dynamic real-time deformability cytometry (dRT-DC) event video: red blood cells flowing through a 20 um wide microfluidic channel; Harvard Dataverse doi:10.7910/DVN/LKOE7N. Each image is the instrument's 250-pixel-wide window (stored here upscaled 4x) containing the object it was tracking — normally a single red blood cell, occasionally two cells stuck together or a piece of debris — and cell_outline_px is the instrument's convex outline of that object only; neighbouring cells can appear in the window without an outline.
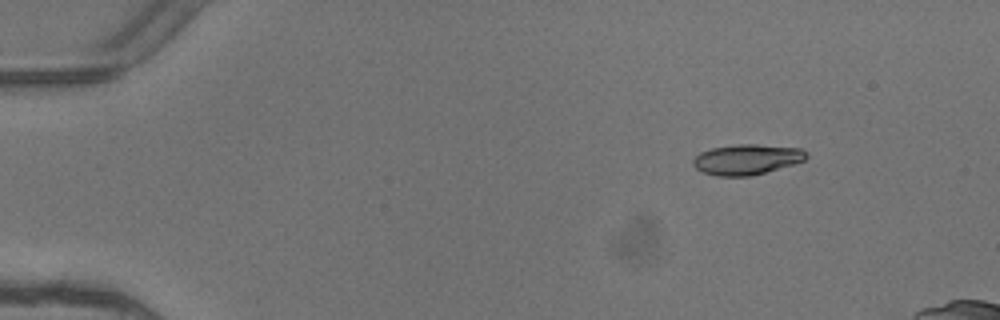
{"species": "common noctule bat (a hibernating species)", "species_latin": "Nyctalus noctula", "temperature_condition": "warm", "stored_images_in_passage": 8, "camera_frame_rate_fps": 3000, "um_per_image_px": 0.085, "animal": {"sex": "female"}, "frame": {"image": 1, "passage_image": 3, "time_ms": 0.667, "image_size_px": [1000, 320], "cell_outline_px": [[808, 156], [804, 160], [792, 164], [764, 172], [748, 176], [716, 176], [704, 172], [696, 168], [692, 164], [692, 160], [700, 152], [712, 148], [736, 144], [756, 144], [800, 148], [808, 152]], "centroid_in_image_um": [63.46, 13.54], "position_along_channel_um": 21.5, "area_um2": 19.88}}
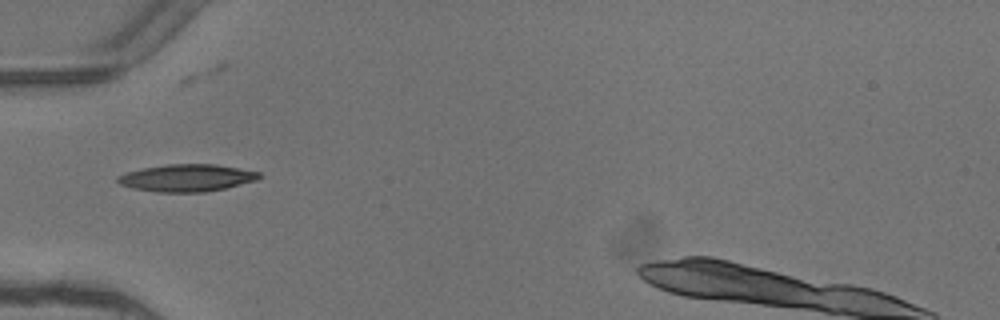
{"frame": {"image": 2, "passage_image": 6, "time_ms": 1.667, "image_size_px": [1000, 320], "cell_outline_px": [[260, 176], [256, 180], [224, 188], [204, 192], [156, 192], [132, 188], [120, 184], [116, 180], [116, 176], [124, 172], [140, 168], [168, 164], [216, 164], [260, 172]], "centroid_in_image_um": [15.8, 15.11], "position_along_channel_um": 69.2, "area_um2": 22.48}}
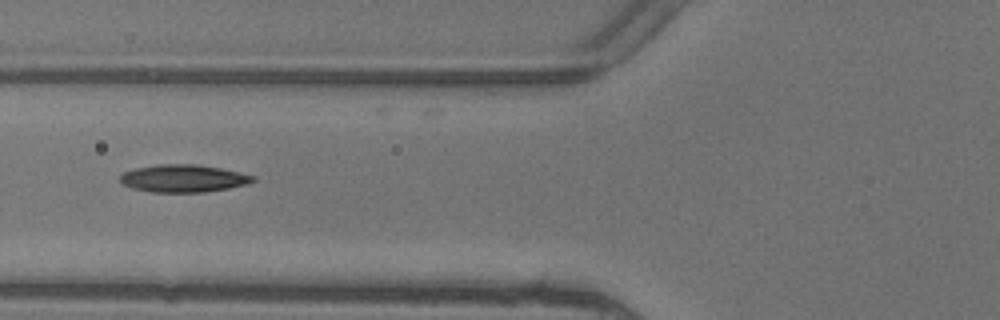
{"frame": {"image": 3, "passage_image": 7, "time_ms": 2.0, "image_size_px": [1000, 320], "cell_outline_px": [[256, 180], [248, 184], [228, 188], [204, 192], [152, 192], [132, 188], [124, 184], [120, 180], [120, 176], [124, 172], [136, 168], [156, 164], [196, 164], [220, 168], [240, 172], [256, 176]], "centroid_in_image_um": [15.62, 15.16], "position_along_channel_um": 110.2, "area_um2": 21.33}}